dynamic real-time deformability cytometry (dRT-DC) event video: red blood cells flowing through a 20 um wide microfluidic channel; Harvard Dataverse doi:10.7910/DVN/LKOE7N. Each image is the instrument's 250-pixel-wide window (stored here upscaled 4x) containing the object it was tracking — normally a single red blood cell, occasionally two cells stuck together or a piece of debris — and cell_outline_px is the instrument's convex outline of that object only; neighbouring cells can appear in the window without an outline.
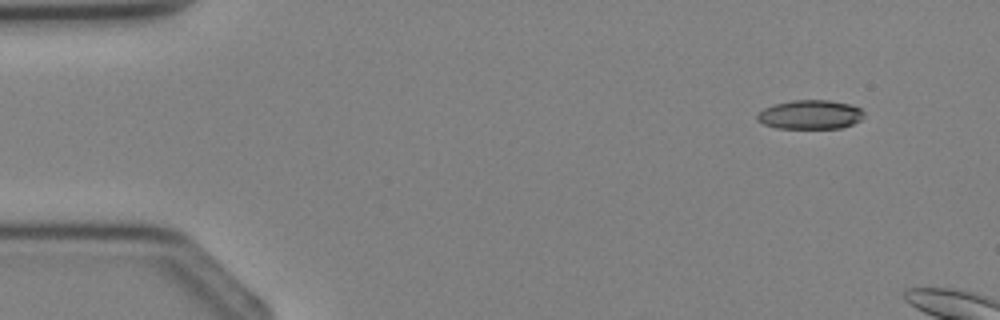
{"species": "Egyptian fruit bat (a non-hibernating species)", "species_latin": "Rousettus aegyptiacus", "temperature_condition": "cold", "stored_images_in_passage": 2, "camera_frame_rate_fps": 3000, "um_per_image_px": 0.085, "animal": {"sex": "female"}, "frame": {"image": 1, "passage_image": 1, "time_ms": 0.0, "image_size_px": [1000, 320], "cell_outline_px": [[864, 116], [860, 120], [852, 124], [840, 128], [776, 128], [764, 124], [756, 120], [756, 116], [764, 108], [776, 104], [792, 100], [828, 100], [852, 104], [860, 108], [864, 112]], "centroid_in_image_um": [68.88, 9.74], "position_along_channel_um": 16.1, "area_um2": 18.09}}